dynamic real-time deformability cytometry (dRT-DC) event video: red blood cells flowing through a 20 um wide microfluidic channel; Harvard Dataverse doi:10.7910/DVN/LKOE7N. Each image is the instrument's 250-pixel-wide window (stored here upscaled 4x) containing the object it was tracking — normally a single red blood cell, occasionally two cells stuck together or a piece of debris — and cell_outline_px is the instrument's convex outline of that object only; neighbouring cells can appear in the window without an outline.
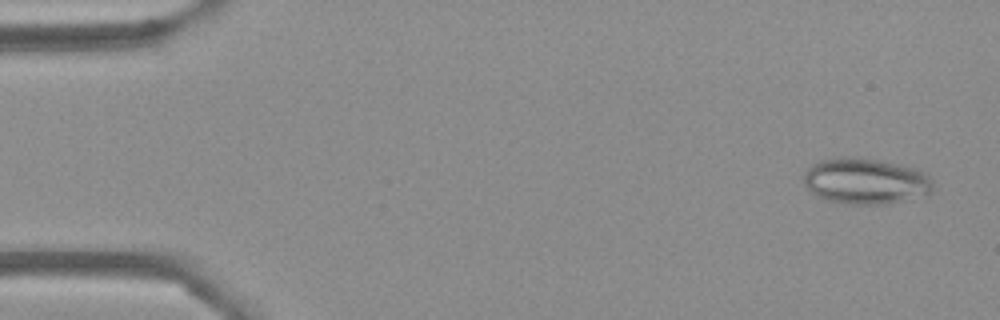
{"species": "Egyptian fruit bat (a non-hibernating species)", "species_latin": "Rousettus aegyptiacus", "temperature_condition": "cold", "stored_images_in_passage": 54, "camera_frame_rate_fps": 3000, "um_per_image_px": 0.085, "frame": {"image": 1, "passage_image": 3, "time_ms": 0.667, "image_size_px": [1000, 320], "cell_outline_px": [[932, 192], [904, 200], [888, 204], [844, 204], [824, 200], [816, 196], [804, 184], [804, 172], [808, 168], [820, 160], [844, 156], [852, 156], [880, 160], [920, 168], [932, 180]], "centroid_in_image_um": [73.56, 15.38], "position_along_channel_um": 11.4, "area_um2": 34.97}}
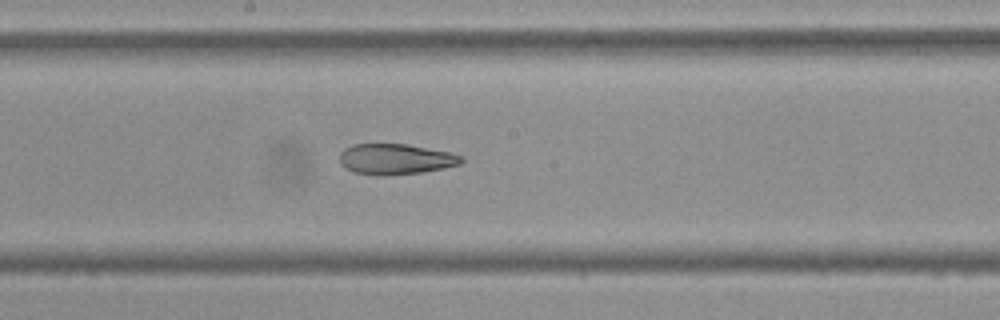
{"frame": {"image": 2, "passage_image": 29, "time_ms": 9.333, "image_size_px": [1000, 320], "cell_outline_px": [[464, 160], [460, 164], [444, 168], [420, 172], [384, 176], [376, 176], [356, 172], [340, 164], [340, 152], [344, 148], [352, 144], [408, 144], [448, 152], [464, 156]], "centroid_in_image_um": [33.62, 13.52], "position_along_channel_um": 214.6, "area_um2": 21.73}}
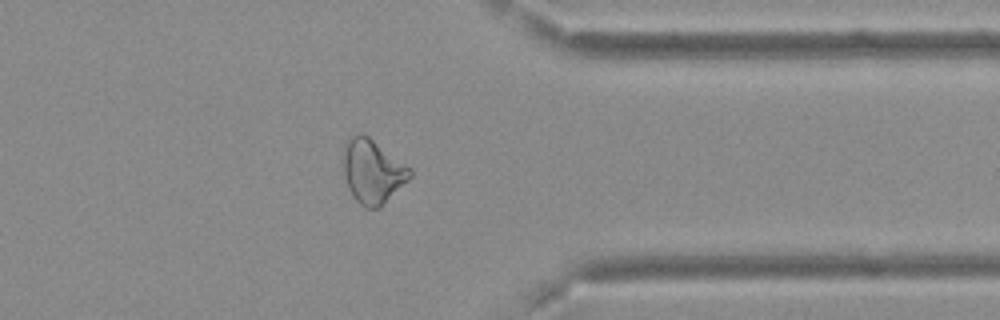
{"frame": {"image": 3, "passage_image": 43, "time_ms": 14.0, "image_size_px": [1000, 320], "cell_outline_px": [[412, 176], [380, 208], [364, 208], [352, 196], [348, 188], [344, 176], [344, 144], [352, 136], [360, 132], [368, 136], [412, 168]], "centroid_in_image_um": [31.68, 14.58], "position_along_channel_um": 379.7, "area_um2": 24.85}, "authors_computed_cell_mechanics": {"area_um2": 26.4724, "velocity_mm_per_s": 3.7201, "shape_relaxation_time_tau1_ms": null, "shape_relaxation_time_tau2_ms": 6.6553, "deformation_change_tau1": null, "deformation_change_tau2": 0.1623}}